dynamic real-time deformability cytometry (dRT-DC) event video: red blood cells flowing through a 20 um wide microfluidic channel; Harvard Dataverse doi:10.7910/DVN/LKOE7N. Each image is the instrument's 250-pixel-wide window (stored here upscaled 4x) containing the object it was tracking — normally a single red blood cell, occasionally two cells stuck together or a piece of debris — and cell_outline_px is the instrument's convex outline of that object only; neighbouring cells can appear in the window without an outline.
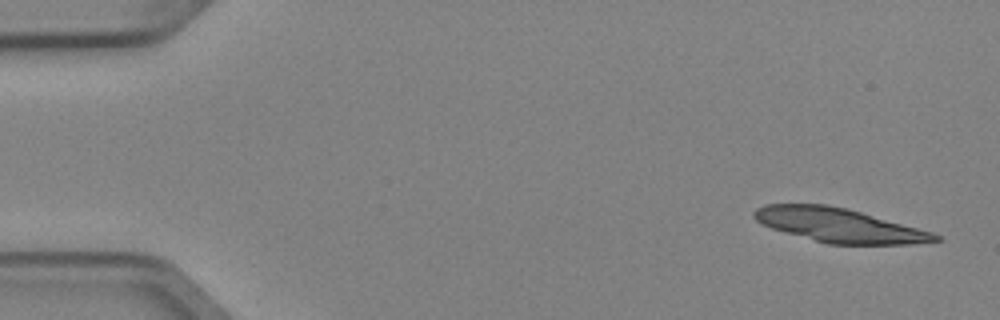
{"species": "Egyptian fruit bat (a non-hibernating species)", "species_latin": "Rousettus aegyptiacus", "temperature_condition": "cold", "stored_images_in_passage": 6, "camera_frame_rate_fps": 3000, "um_per_image_px": 0.085, "animal": {"sex": "female"}, "frame": {"image": 1, "passage_image": 1, "time_ms": 0.0, "image_size_px": [1000, 320], "cell_outline_px": [[940, 240], [908, 244], [828, 244], [784, 232], [772, 228], [756, 220], [752, 216], [752, 212], [756, 208], [764, 204], [828, 204], [848, 208], [932, 232], [940, 236]], "centroid_in_image_um": [71.28, 19.13], "position_along_channel_um": 13.7, "area_um2": 35.66}}
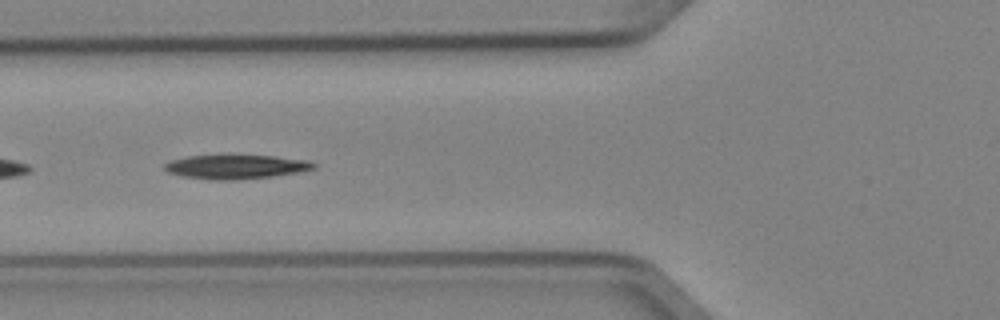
{"frame": {"image": 2, "passage_image": 6, "time_ms": 1.667, "image_size_px": [1000, 320], "cell_outline_px": [[316, 168], [296, 172], [272, 176], [236, 180], [212, 180], [180, 176], [168, 172], [164, 168], [164, 164], [172, 160], [188, 156], [272, 156], [308, 160], [316, 164]], "centroid_in_image_um": [20.03, 14.19], "position_along_channel_um": 105.8, "area_um2": 20.63}}